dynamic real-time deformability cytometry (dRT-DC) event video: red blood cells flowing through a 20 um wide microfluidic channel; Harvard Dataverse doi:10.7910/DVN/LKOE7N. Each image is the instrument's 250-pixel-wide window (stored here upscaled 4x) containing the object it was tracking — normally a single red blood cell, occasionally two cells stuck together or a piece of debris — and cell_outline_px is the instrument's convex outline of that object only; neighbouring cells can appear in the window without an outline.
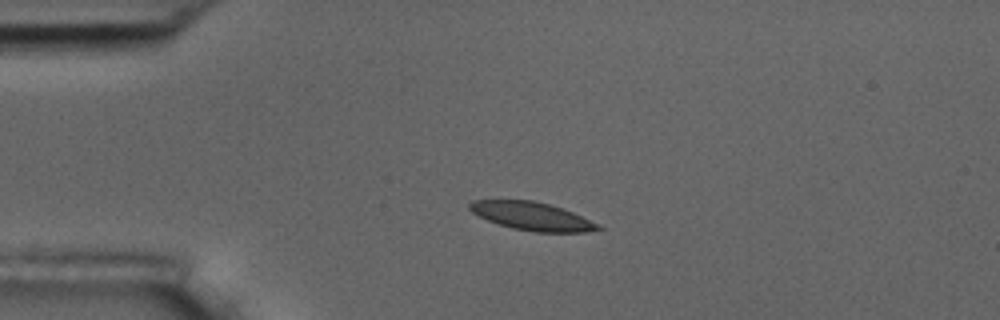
{"species": "common noctule bat (a hibernating species)", "species_latin": "Nyctalus noctula", "temperature_condition": "room temperature", "stored_images_in_passage": 3, "camera_frame_rate_fps": 3000, "um_per_image_px": 0.085, "animal": {"sex": "male", "body_mass_g": 17.5, "forearm_length_mm": 52.3}, "frame": {"image": 1, "passage_image": 1, "time_ms": 0.0, "image_size_px": [1000, 320], "cell_outline_px": [[604, 228], [588, 232], [536, 232], [512, 228], [488, 220], [472, 212], [468, 208], [468, 204], [472, 200], [532, 200], [548, 204], [572, 212], [600, 224]], "centroid_in_image_um": [45.23, 18.38], "position_along_channel_um": 39.8, "area_um2": 20.92}}